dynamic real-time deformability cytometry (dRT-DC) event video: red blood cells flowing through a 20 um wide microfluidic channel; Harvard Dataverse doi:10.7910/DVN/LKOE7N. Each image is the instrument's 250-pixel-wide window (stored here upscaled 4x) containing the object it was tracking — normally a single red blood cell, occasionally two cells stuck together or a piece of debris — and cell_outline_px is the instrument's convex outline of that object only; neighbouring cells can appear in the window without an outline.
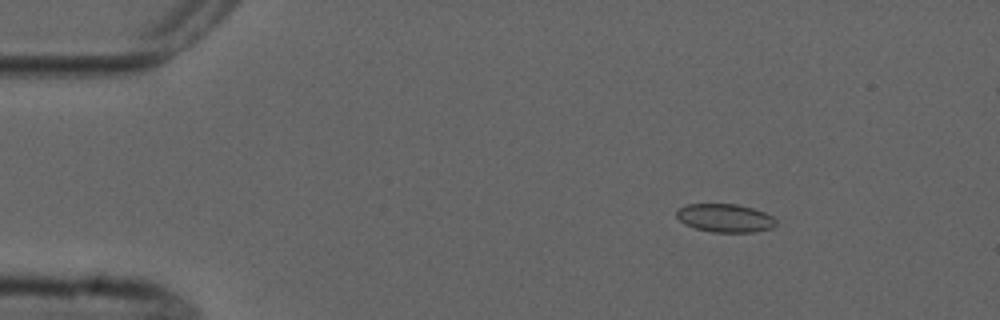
{"species": "common noctule bat (a hibernating species)", "species_latin": "Nyctalus noctula", "temperature_condition": "cold", "stored_images_in_passage": 3, "camera_frame_rate_fps": 3000, "um_per_image_px": 0.085, "animal": {"sex": "male", "forearm_length_mm": 52.5}, "frame": {"image": 1, "passage_image": 3, "time_ms": 2.333, "image_size_px": [1000, 320], "cell_outline_px": [[776, 224], [772, 228], [752, 232], [712, 232], [696, 228], [684, 224], [676, 216], [676, 212], [680, 208], [688, 204], [736, 204], [752, 208], [764, 212], [772, 216], [776, 220]], "centroid_in_image_um": [61.63, 18.53], "position_along_channel_um": 23.4, "area_um2": 16.3}}